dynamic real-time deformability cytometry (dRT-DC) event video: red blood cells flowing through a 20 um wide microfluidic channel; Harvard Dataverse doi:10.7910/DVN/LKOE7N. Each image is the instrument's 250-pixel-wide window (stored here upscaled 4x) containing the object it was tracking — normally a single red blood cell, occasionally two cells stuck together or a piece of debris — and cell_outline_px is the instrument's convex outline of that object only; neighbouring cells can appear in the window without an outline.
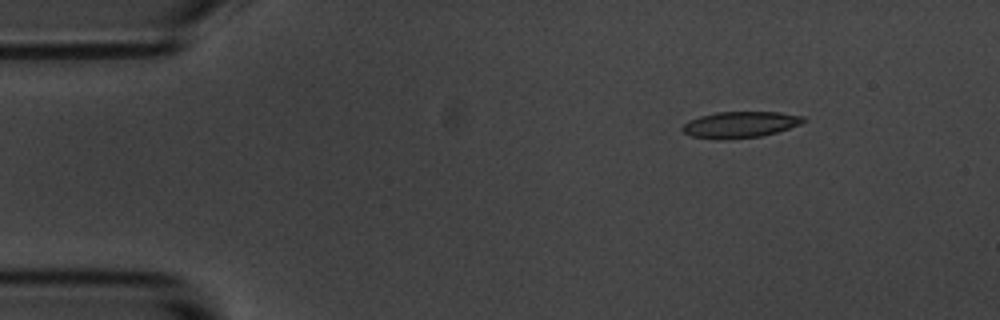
{"species": "common noctule bat (a hibernating species)", "species_latin": "Nyctalus noctula", "temperature_condition": "room temperature", "stored_images_in_passage": 5, "camera_frame_rate_fps": 3000, "um_per_image_px": 0.085, "animal": {"sex": "male", "body_mass_g": 20.1, "forearm_length_mm": 53.5}, "frame": {"image": 1, "passage_image": 1, "time_ms": 0.0, "image_size_px": [1000, 320], "cell_outline_px": [[808, 120], [800, 124], [776, 132], [760, 136], [728, 140], [716, 140], [692, 136], [684, 132], [680, 128], [688, 120], [700, 116], [716, 112], [780, 112], [804, 116]], "centroid_in_image_um": [62.9, 10.6], "position_along_channel_um": 22.1, "area_um2": 18.67}}
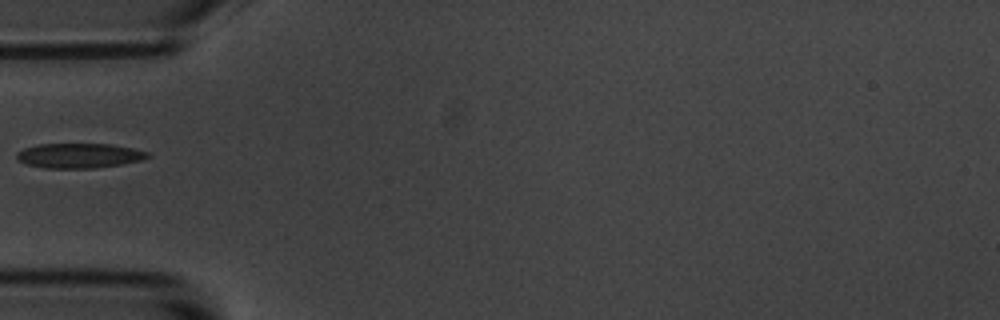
{"frame": {"image": 2, "passage_image": 4, "time_ms": 3.667, "image_size_px": [1000, 320], "cell_outline_px": [[152, 156], [140, 160], [120, 164], [92, 168], [44, 168], [28, 164], [20, 160], [16, 156], [16, 152], [24, 148], [36, 144], [112, 144], [132, 148], [148, 152]], "centroid_in_image_um": [6.72, 13.22], "position_along_channel_um": 78.3, "area_um2": 18.79}}